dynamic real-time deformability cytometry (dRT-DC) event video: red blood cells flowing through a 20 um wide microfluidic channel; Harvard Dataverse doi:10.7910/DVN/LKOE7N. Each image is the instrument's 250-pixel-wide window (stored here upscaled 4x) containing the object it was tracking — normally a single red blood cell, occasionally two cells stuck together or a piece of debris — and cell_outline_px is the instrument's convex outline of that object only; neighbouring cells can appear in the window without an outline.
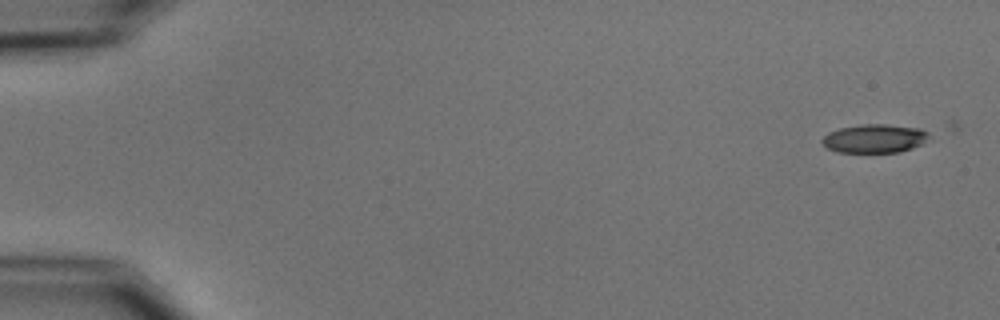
{"species": "common noctule bat (a hibernating species)", "species_latin": "Nyctalus noctula", "temperature_condition": "cold", "stored_images_in_passage": 5, "camera_frame_rate_fps": 3000, "um_per_image_px": 0.085, "animal": {"sex": "male", "body_mass_g": 15.6}, "frame": {"image": 1, "passage_image": 1, "time_ms": 0.0, "image_size_px": [1000, 320], "cell_outline_px": [[928, 136], [920, 144], [912, 148], [900, 152], [836, 152], [828, 148], [820, 140], [828, 132], [840, 128], [864, 124], [884, 124], [920, 128], [928, 132]], "centroid_in_image_um": [74.3, 11.77], "position_along_channel_um": 10.7, "area_um2": 17.63}}
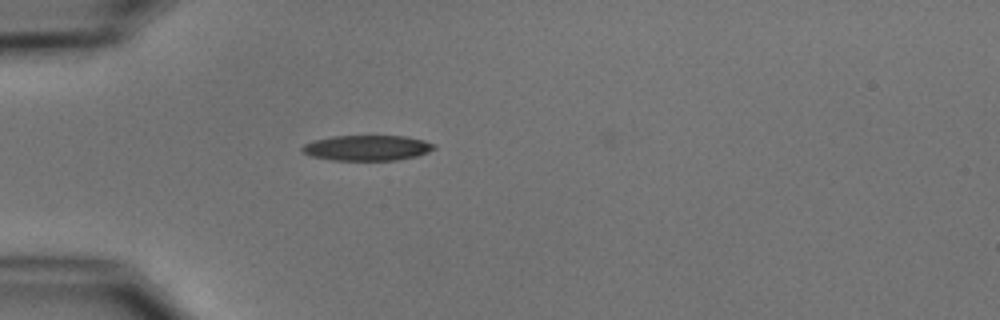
{"frame": {"image": 2, "passage_image": 5, "time_ms": 4.667, "image_size_px": [1000, 320], "cell_outline_px": [[436, 148], [428, 152], [416, 156], [396, 160], [332, 160], [308, 156], [300, 148], [304, 144], [312, 140], [332, 136], [404, 136], [424, 140], [436, 144]], "centroid_in_image_um": [31.18, 12.57], "position_along_channel_um": 53.8, "area_um2": 19.65}}